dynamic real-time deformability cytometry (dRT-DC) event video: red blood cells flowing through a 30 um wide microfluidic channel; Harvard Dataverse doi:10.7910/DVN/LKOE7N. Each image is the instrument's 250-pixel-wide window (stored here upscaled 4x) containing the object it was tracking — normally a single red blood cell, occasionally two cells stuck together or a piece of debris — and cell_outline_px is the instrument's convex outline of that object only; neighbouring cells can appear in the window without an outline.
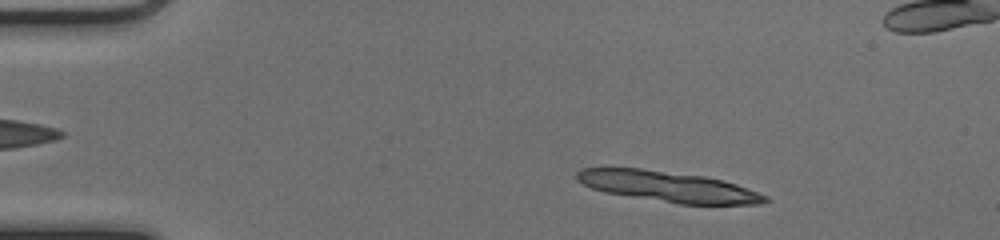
{"species": "common noctule bat (a hibernating species)", "species_latin": "Nyctalus noctula", "temperature_condition": "cold", "stored_images_in_passage": 13, "camera_frame_rate_fps": 3000, "um_per_image_px": 0.085, "animal": {"sex": "female", "body_mass_g": 17.0, "forearm_length_mm": 48.0}, "frame": {"image": 1, "passage_image": 6, "time_ms": 1.667, "image_size_px": [1000, 240], "cell_outline_px": [[772, 200], [760, 204], [680, 204], [604, 192], [592, 188], [576, 180], [576, 172], [580, 168], [640, 168], [704, 176], [724, 180], [748, 188], [768, 196]], "centroid_in_image_um": [56.81, 15.86], "position_along_channel_um": 28.2, "area_um2": 33.52}}